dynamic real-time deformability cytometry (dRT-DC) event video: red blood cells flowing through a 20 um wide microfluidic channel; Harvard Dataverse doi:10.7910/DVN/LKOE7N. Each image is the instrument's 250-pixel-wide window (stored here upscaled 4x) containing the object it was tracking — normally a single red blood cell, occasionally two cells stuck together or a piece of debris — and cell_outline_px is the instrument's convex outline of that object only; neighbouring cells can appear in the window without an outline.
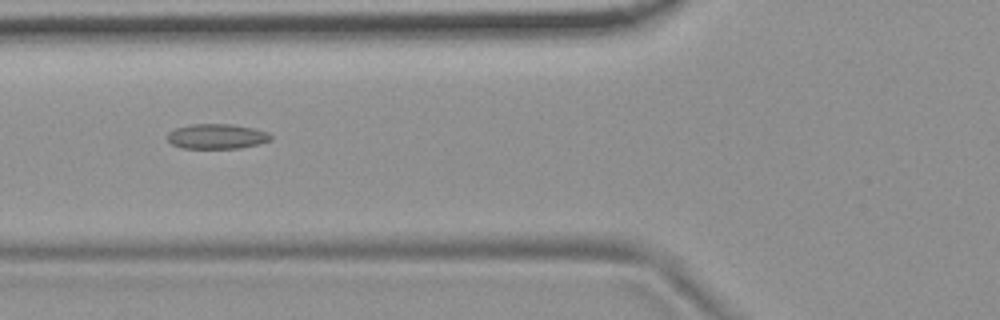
{"species": "common noctule bat (a hibernating species)", "species_latin": "Nyctalus noctula", "temperature_condition": "room temperature", "stored_images_in_passage": 52, "camera_frame_rate_fps": 3000, "um_per_image_px": 0.085, "animal": {"sex": "female", "body_mass_g": 19.9}, "frame": {"image": 1, "passage_image": 21, "time_ms": 6.667, "image_size_px": [1000, 320], "cell_outline_px": [[272, 140], [260, 144], [240, 148], [180, 148], [172, 144], [168, 140], [168, 132], [176, 128], [192, 124], [232, 124], [256, 128], [268, 132], [272, 136]], "centroid_in_image_um": [18.47, 11.59], "position_along_channel_um": 107.3, "area_um2": 15.2}}
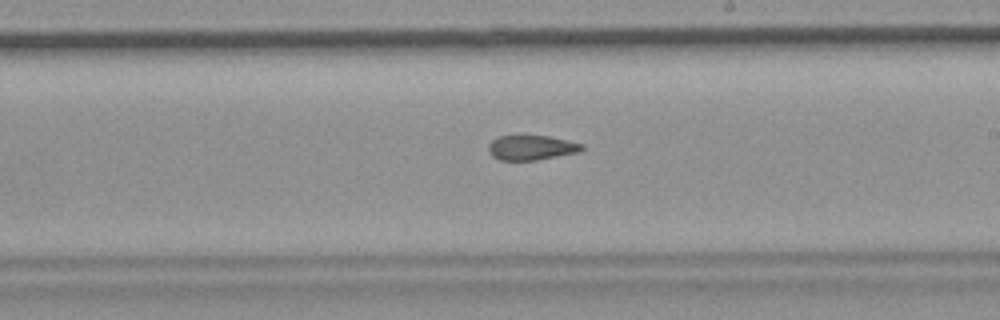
{"frame": {"image": 2, "passage_image": 32, "time_ms": 10.333, "image_size_px": [1000, 320], "cell_outline_px": [[584, 148], [580, 152], [536, 160], [500, 160], [492, 156], [488, 152], [488, 144], [496, 136], [548, 136], [584, 144]], "centroid_in_image_um": [45.15, 12.55], "position_along_channel_um": 243.8, "area_um2": 13.53}}
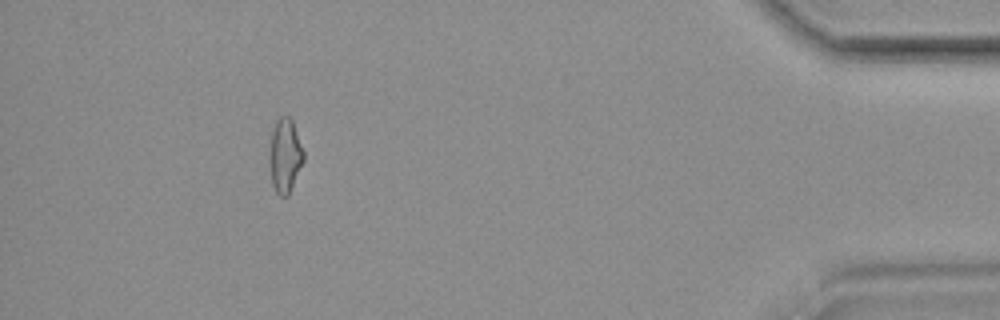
{"frame": {"image": 3, "passage_image": 50, "time_ms": 16.333, "image_size_px": [1000, 320], "cell_outline_px": [[304, 160], [288, 196], [280, 196], [276, 192], [272, 184], [272, 132], [276, 120], [280, 116], [288, 116], [292, 120], [304, 152]], "centroid_in_image_um": [24.27, 13.22], "position_along_channel_um": 410.9, "area_um2": 13.99}, "authors_computed_cell_mechanics": {"area_um2": 14.8835, "velocity_mm_per_s": 3.7254, "shape_relaxation_time_tau1_ms": null, "shape_relaxation_time_tau2_ms": 3.2943, "deformation_change_tau1": null, "deformation_change_tau2": 0.0991}}